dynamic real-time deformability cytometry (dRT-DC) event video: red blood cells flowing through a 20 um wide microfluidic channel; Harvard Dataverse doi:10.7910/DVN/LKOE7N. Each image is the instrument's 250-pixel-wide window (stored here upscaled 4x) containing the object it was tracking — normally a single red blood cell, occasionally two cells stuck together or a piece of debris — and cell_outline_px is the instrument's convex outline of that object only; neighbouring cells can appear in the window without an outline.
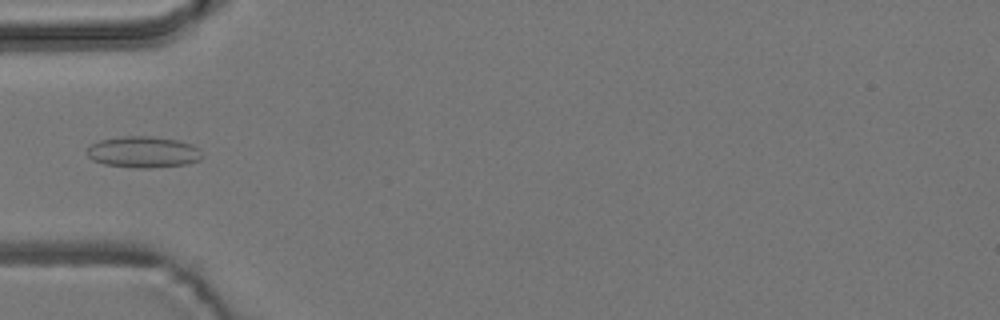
{"species": "common noctule bat (a hibernating species)", "species_latin": "Nyctalus noctula", "temperature_condition": "room temperature", "stored_images_in_passage": 5, "camera_frame_rate_fps": 3000, "um_per_image_px": 0.085, "animal": {"sex": "male", "body_mass_g": 19.2, "forearm_length_mm": 51.8}, "frame": {"image": 1, "passage_image": 4, "time_ms": 3.667, "image_size_px": [1000, 320], "cell_outline_px": [[200, 160], [188, 164], [152, 168], [136, 168], [104, 164], [92, 160], [88, 156], [88, 148], [92, 144], [100, 140], [120, 136], [152, 136], [176, 140], [192, 144], [196, 148], [200, 156]], "centroid_in_image_um": [12.15, 12.93], "position_along_channel_um": 72.9, "area_um2": 20.87}}